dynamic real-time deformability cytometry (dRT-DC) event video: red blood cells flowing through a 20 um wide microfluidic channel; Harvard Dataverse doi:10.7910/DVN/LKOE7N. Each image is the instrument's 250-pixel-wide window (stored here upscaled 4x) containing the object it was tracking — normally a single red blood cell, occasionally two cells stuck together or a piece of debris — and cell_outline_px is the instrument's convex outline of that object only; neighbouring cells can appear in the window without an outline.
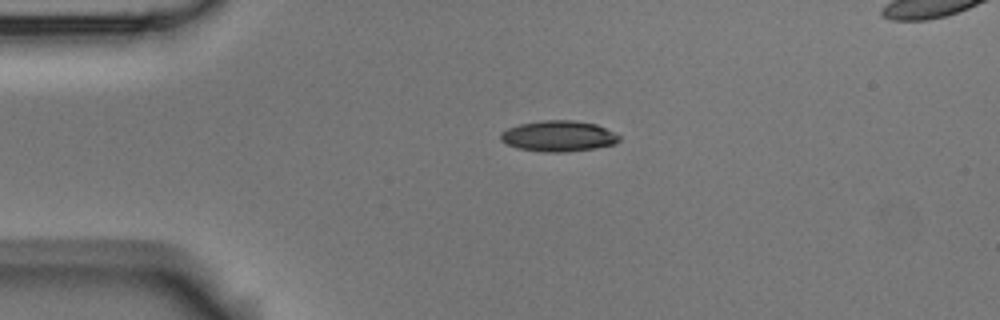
{"species": "Egyptian fruit bat (a non-hibernating species)", "species_latin": "Rousettus aegyptiacus", "temperature_condition": "room temperature", "stored_images_in_passage": 3, "segment_of_instrument_passage": [1, 2], "camera_frame_rate_fps": 3000, "um_per_image_px": 0.085, "animal": {"sex": "male"}, "frame": {"image": 1, "passage_image": 1, "time_ms": 0.0, "image_size_px": [1000, 320], "cell_outline_px": [[620, 140], [616, 144], [596, 148], [564, 152], [540, 152], [516, 148], [500, 140], [500, 132], [508, 128], [520, 124], [544, 120], [572, 120], [596, 124], [620, 136]], "centroid_in_image_um": [47.45, 11.58], "position_along_channel_um": 37.5, "area_um2": 21.33}}